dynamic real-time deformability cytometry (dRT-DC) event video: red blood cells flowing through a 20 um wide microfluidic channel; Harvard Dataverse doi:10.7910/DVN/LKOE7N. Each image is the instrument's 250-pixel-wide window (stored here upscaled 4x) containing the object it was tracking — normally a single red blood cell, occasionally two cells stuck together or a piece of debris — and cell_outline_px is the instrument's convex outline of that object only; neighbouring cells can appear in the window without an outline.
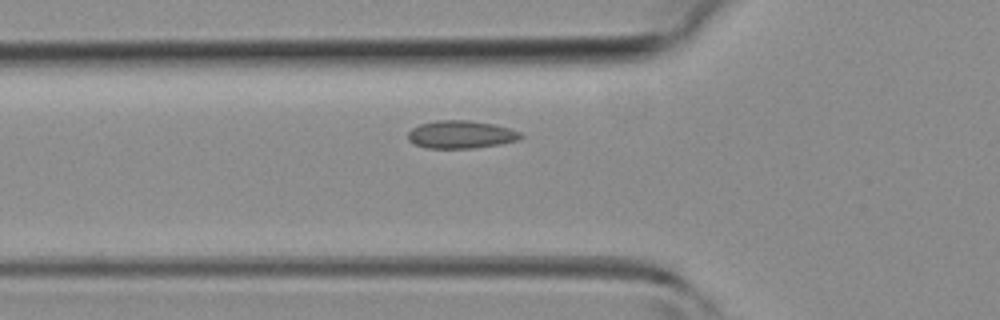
{"species": "common noctule bat (a hibernating species)", "species_latin": "Nyctalus noctula", "temperature_condition": "room temperature", "stored_images_in_passage": 39, "camera_frame_rate_fps": 3000, "um_per_image_px": 0.085, "animal": {"sex": "female", "body_mass_g": 19.3, "forearm_length_mm": 54.1}, "frame": {"image": 1, "passage_image": 9, "time_ms": 2.667, "image_size_px": [1000, 320], "cell_outline_px": [[524, 136], [516, 140], [500, 144], [472, 148], [428, 148], [416, 144], [408, 140], [408, 132], [412, 128], [420, 124], [436, 120], [468, 120], [492, 124], [508, 128], [520, 132]], "centroid_in_image_um": [39.16, 11.43], "position_along_channel_um": 86.6, "area_um2": 18.09}}
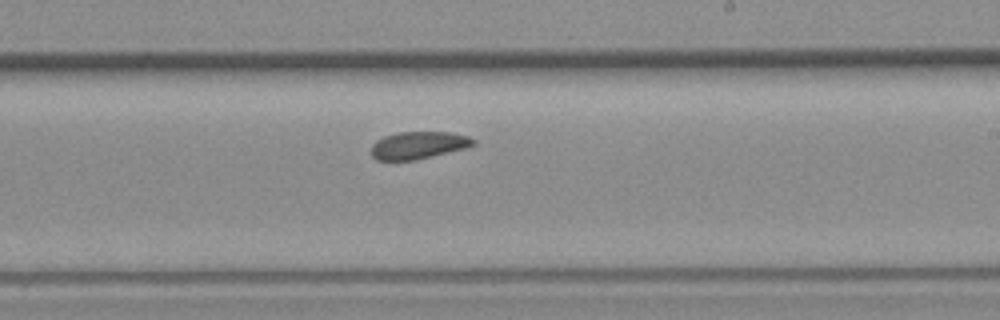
{"frame": {"image": 2, "passage_image": 20, "time_ms": 6.333, "image_size_px": [1000, 320], "cell_outline_px": [[476, 144], [468, 148], [432, 156], [412, 160], [376, 160], [372, 156], [372, 144], [376, 140], [384, 136], [400, 132], [452, 132], [468, 136], [476, 140]], "centroid_in_image_um": [35.6, 12.34], "position_along_channel_um": 253.4, "area_um2": 16.36}}
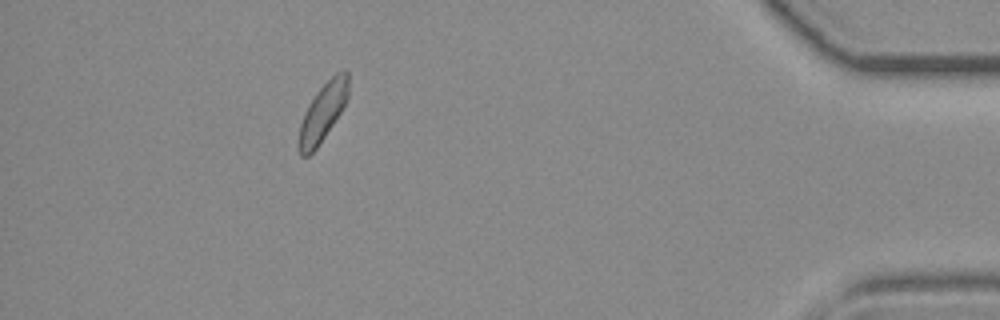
{"frame": {"image": 3, "passage_image": 34, "time_ms": 11.0, "image_size_px": [1000, 320], "cell_outline_px": [[348, 96], [340, 112], [316, 148], [308, 156], [300, 156], [296, 144], [300, 124], [304, 112], [308, 104], [316, 92], [336, 72], [344, 68], [348, 72]], "centroid_in_image_um": [27.39, 9.54], "position_along_channel_um": 407.8, "area_um2": 16.7}}